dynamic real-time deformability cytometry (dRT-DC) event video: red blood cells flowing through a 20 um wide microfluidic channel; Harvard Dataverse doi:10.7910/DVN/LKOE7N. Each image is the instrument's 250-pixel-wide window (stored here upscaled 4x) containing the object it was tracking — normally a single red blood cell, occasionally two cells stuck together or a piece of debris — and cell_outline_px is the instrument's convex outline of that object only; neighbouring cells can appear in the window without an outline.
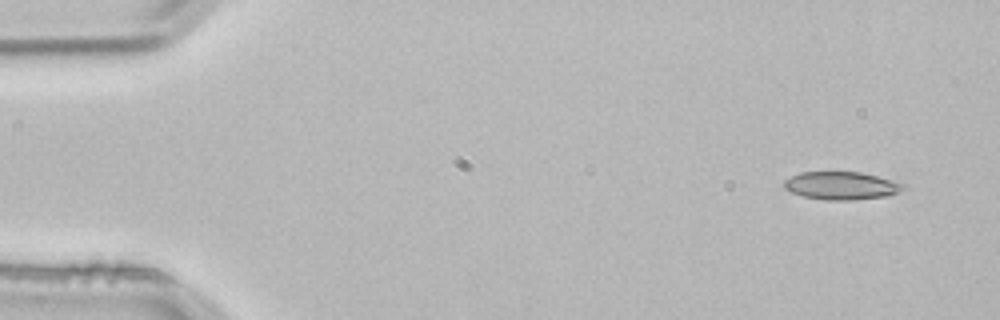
{"species": "common noctule bat (a hibernating species)", "species_latin": "Nyctalus noctula", "temperature_condition": "room temperature", "stored_images_in_passage": 4, "camera_frame_rate_fps": 3000, "um_per_image_px": 0.085, "animal": {"sex": "male", "body_mass_g": 21.5, "forearm_length_mm": 52.0}, "frame": {"image": 1, "passage_image": 1, "time_ms": 0.0, "image_size_px": [1000, 320], "cell_outline_px": [[904, 188], [896, 192], [884, 196], [852, 200], [824, 200], [804, 196], [792, 192], [784, 188], [784, 180], [800, 172], [860, 172], [876, 176], [904, 184]], "centroid_in_image_um": [71.46, 15.78], "position_along_channel_um": 13.5, "area_um2": 19.02}}
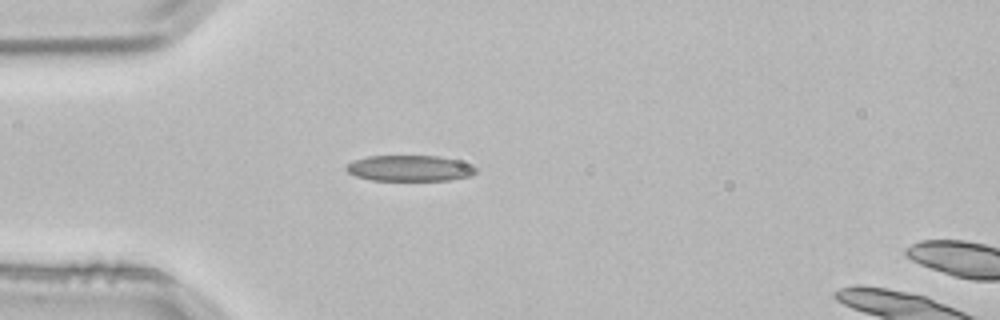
{"frame": {"image": 2, "passage_image": 3, "time_ms": 0.667, "image_size_px": [1000, 320], "cell_outline_px": [[476, 172], [472, 176], [452, 180], [372, 180], [356, 176], [348, 172], [344, 168], [348, 164], [356, 160], [368, 156], [436, 156], [456, 160], [468, 164], [476, 168]], "centroid_in_image_um": [34.83, 14.31], "position_along_channel_um": 50.2, "area_um2": 19.36}}